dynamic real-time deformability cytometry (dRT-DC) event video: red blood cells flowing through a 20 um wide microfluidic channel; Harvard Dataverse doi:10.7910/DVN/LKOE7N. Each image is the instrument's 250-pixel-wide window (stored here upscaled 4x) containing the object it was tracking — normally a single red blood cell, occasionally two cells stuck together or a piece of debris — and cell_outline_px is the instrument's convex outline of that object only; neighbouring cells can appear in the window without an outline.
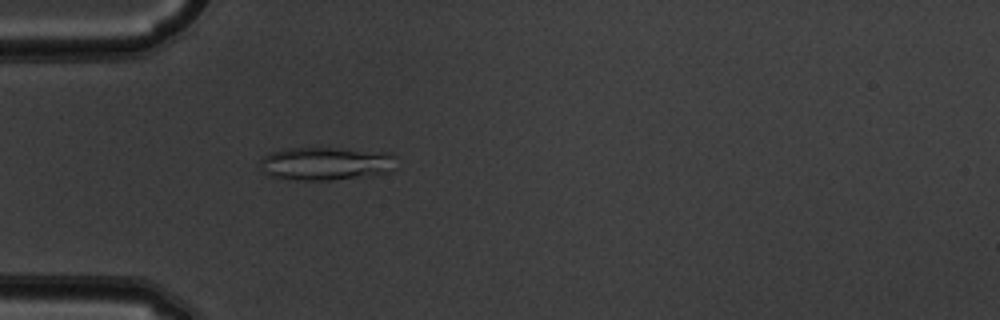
{"species": "common noctule bat (a hibernating species)", "species_latin": "Nyctalus noctula", "temperature_condition": "warm", "stored_images_in_passage": 54, "camera_frame_rate_fps": 3000, "um_per_image_px": 0.085, "animal": {"sex": "male", "body_mass_g": 19.5, "forearm_length_mm": 54.6}, "frame": {"image": 1, "passage_image": 17, "time_ms": 5.333, "image_size_px": [1000, 320], "cell_outline_px": [[396, 156], [388, 172], [332, 180], [296, 180], [272, 176], [264, 172], [260, 164], [260, 160], [264, 156], [272, 152], [284, 148], [336, 148], [392, 152]], "centroid_in_image_um": [27.67, 13.88], "position_along_channel_um": 57.3, "area_um2": 26.07}}
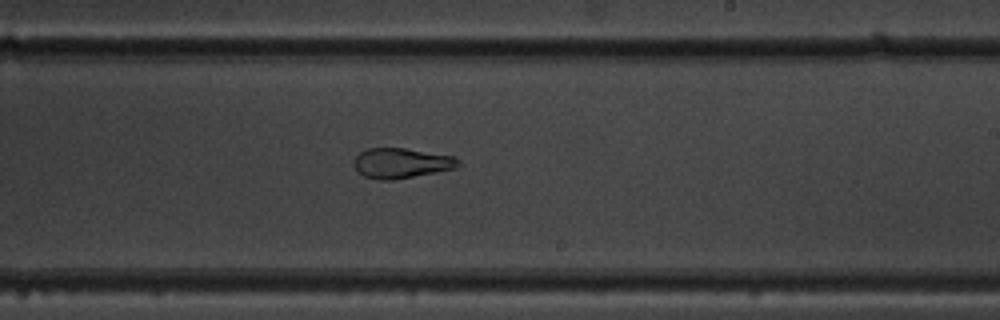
{"frame": {"image": 2, "passage_image": 33, "time_ms": 10.667, "image_size_px": [1000, 320], "cell_outline_px": [[460, 164], [456, 168], [392, 180], [380, 180], [364, 176], [356, 172], [352, 164], [352, 160], [360, 152], [368, 148], [404, 148], [456, 156], [460, 160]], "centroid_in_image_um": [34.08, 13.86], "position_along_channel_um": 254.9, "area_um2": 18.5}}
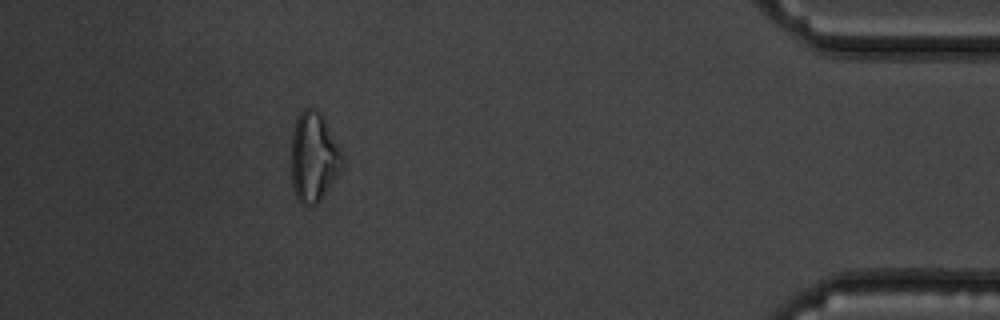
{"frame": {"image": 3, "passage_image": 49, "time_ms": 16.0, "image_size_px": [1000, 320], "cell_outline_px": [[344, 164], [320, 200], [316, 204], [308, 208], [300, 204], [292, 188], [292, 132], [296, 120], [300, 112], [304, 108], [312, 108], [320, 112], [344, 156]], "centroid_in_image_um": [26.65, 13.39], "position_along_channel_um": 408.5, "area_um2": 26.53}, "authors_computed_cell_mechanics": {"area_um2": 24.9407, "velocity_mm_per_s": 3.8177, "shape_relaxation_time_tau1_ms": 8.1867, "shape_relaxation_time_tau2_ms": null, "deformation_change_tau1": 0.2268, "deformation_change_tau2": null}}